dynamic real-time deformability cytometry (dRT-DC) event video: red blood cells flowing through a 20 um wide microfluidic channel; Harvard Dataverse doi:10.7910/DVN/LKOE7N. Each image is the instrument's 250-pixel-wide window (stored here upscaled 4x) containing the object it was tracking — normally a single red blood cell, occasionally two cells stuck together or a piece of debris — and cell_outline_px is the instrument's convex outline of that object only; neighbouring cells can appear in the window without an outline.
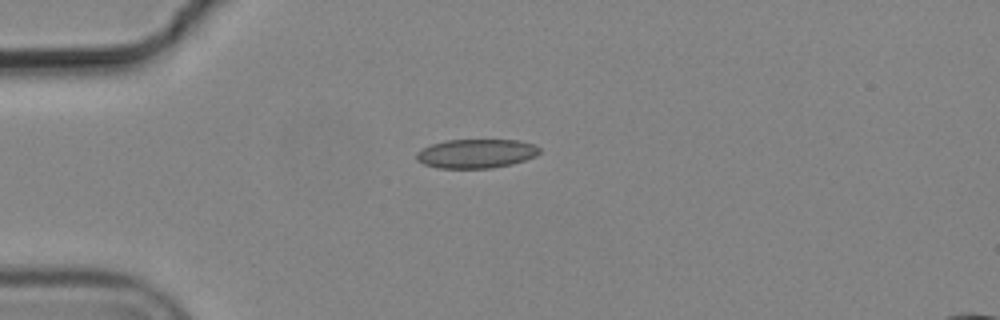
{"species": "common noctule bat (a hibernating species)", "species_latin": "Nyctalus noctula", "temperature_condition": "cold", "stored_images_in_passage": 7, "camera_frame_rate_fps": 3000, "um_per_image_px": 0.085, "animal": {"sex": "male", "body_mass_g": 19.2, "forearm_length_mm": 51.8}, "frame": {"image": 1, "passage_image": 1, "time_ms": 0.0, "image_size_px": [1000, 320], "cell_outline_px": [[540, 152], [536, 156], [512, 164], [492, 168], [436, 168], [424, 164], [416, 160], [416, 152], [432, 144], [448, 140], [520, 140], [532, 144], [540, 148]], "centroid_in_image_um": [40.47, 13.06], "position_along_channel_um": 44.5, "area_um2": 20.81}}
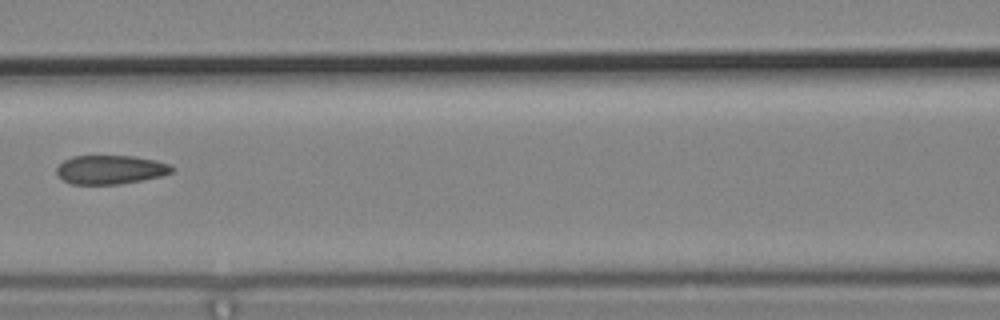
{"frame": {"image": 2, "passage_image": 4, "time_ms": 1.0, "image_size_px": [1000, 320], "cell_outline_px": [[176, 168], [172, 172], [160, 176], [120, 184], [72, 184], [64, 180], [56, 172], [56, 168], [64, 160], [72, 156], [136, 156], [156, 160], [168, 164]], "centroid_in_image_um": [9.4, 14.41], "position_along_channel_um": 157.2, "area_um2": 19.31}}
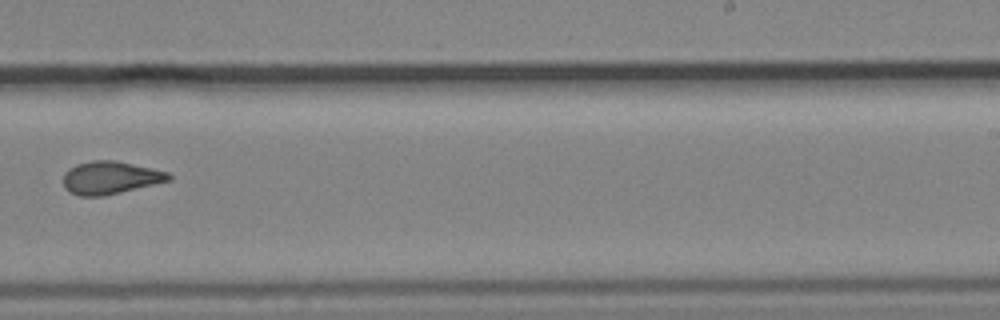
{"frame": {"image": 3, "passage_image": 7, "time_ms": 2.0, "image_size_px": [1000, 320], "cell_outline_px": [[172, 180], [104, 196], [80, 196], [64, 188], [64, 172], [68, 168], [76, 164], [92, 160], [112, 160], [152, 168], [168, 172], [172, 176]], "centroid_in_image_um": [9.37, 15.1], "position_along_channel_um": 279.6, "area_um2": 20.11}}